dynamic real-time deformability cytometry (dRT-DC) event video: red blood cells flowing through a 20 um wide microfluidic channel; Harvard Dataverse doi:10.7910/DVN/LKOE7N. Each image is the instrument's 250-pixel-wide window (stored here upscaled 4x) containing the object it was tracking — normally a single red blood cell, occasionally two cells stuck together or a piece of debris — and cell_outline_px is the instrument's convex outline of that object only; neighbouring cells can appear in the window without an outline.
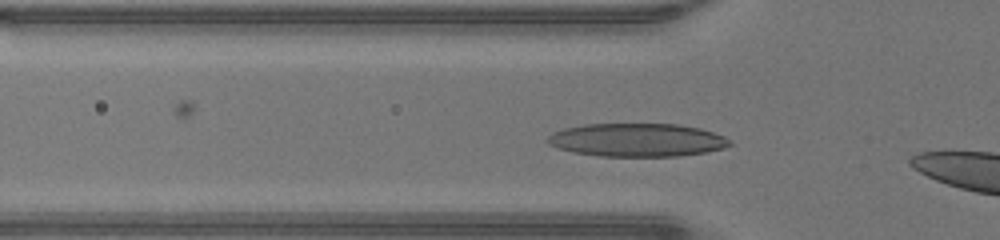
{"species": "human", "species_latin": "Homo sapiens", "temperature_condition": "warm", "stored_images_in_passage": 14, "camera_frame_rate_fps": 3000, "um_per_image_px": 0.085, "donor": {"sex": "male"}, "frame": {"image": 1, "passage_image": 3, "time_ms": 0.667, "image_size_px": [1000, 240], "cell_outline_px": [[732, 144], [724, 148], [708, 152], [680, 156], [600, 156], [572, 152], [556, 148], [548, 144], [544, 140], [552, 132], [564, 128], [584, 124], [676, 124], [700, 128], [724, 136], [732, 140]], "centroid_in_image_um": [54.13, 11.9], "position_along_channel_um": 71.7, "area_um2": 35.66}}
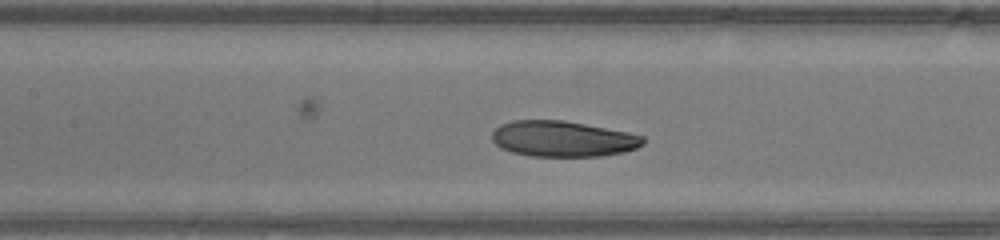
{"frame": {"image": 2, "passage_image": 9, "time_ms": 2.667, "image_size_px": [1000, 240], "cell_outline_px": [[644, 144], [636, 148], [624, 152], [600, 156], [528, 156], [512, 152], [500, 148], [492, 140], [492, 132], [500, 124], [512, 120], [564, 120], [628, 132], [644, 136]], "centroid_in_image_um": [47.82, 11.8], "position_along_channel_um": 159.6, "area_um2": 31.62}}
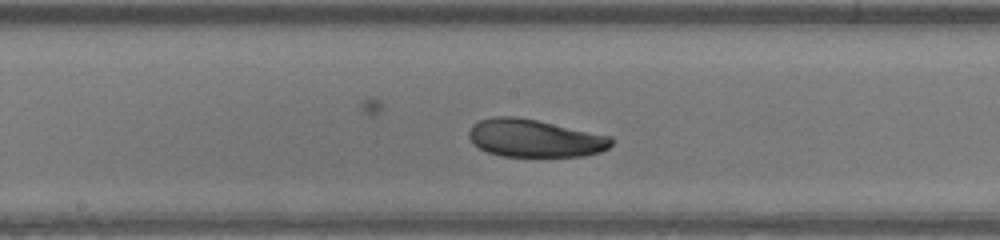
{"frame": {"image": 3, "passage_image": 12, "time_ms": 3.667, "image_size_px": [1000, 240], "cell_outline_px": [[612, 144], [608, 148], [600, 152], [584, 156], [500, 156], [488, 152], [472, 144], [468, 136], [468, 132], [472, 124], [480, 120], [492, 116], [516, 116], [536, 120], [612, 136]], "centroid_in_image_um": [45.42, 11.74], "position_along_channel_um": 202.8, "area_um2": 31.44}}